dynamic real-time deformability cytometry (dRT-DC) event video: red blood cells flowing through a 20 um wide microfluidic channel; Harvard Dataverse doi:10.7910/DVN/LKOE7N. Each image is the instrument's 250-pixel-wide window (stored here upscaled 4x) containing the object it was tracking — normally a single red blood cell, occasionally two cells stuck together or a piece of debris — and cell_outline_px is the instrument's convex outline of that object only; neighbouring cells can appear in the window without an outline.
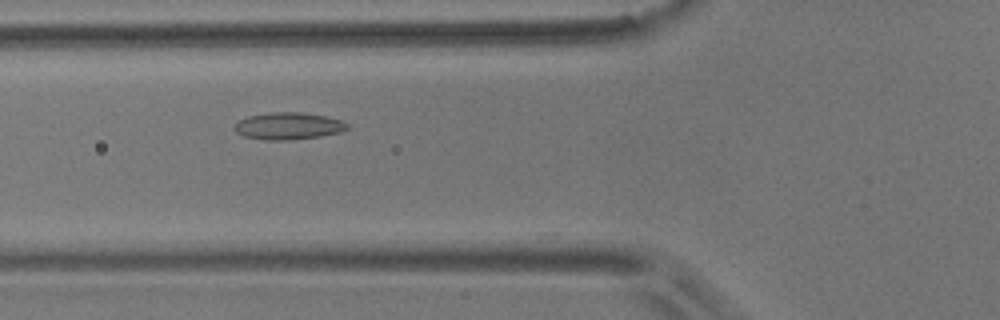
{"species": "common noctule bat (a hibernating species)", "species_latin": "Nyctalus noctula", "temperature_condition": "room temperature", "stored_images_in_passage": 5, "camera_frame_rate_fps": 3000, "um_per_image_px": 0.085, "animal": {"sex": "male", "body_mass_g": 17.9}, "frame": {"image": 1, "passage_image": 4, "time_ms": 4.667, "image_size_px": [1000, 320], "cell_outline_px": [[348, 128], [340, 132], [320, 136], [288, 140], [264, 140], [244, 136], [236, 132], [232, 128], [240, 120], [248, 116], [272, 112], [300, 112], [328, 116], [344, 120], [348, 124]], "centroid_in_image_um": [24.53, 10.7], "position_along_channel_um": 101.3, "area_um2": 17.86}}
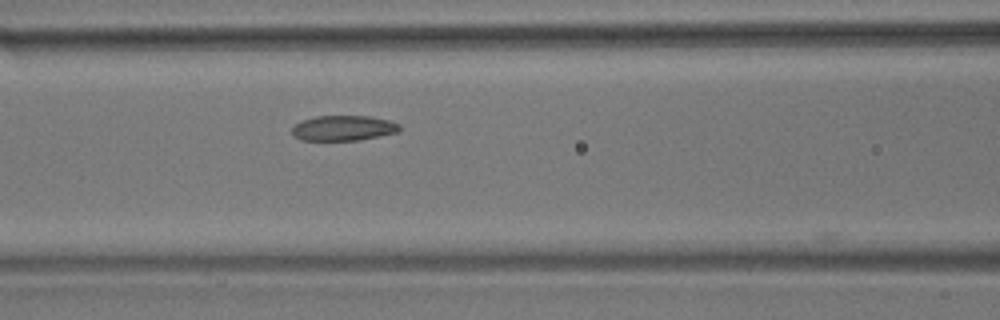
{"frame": {"image": 2, "passage_image": 5, "time_ms": 5.667, "image_size_px": [1000, 320], "cell_outline_px": [[400, 128], [396, 132], [360, 140], [300, 140], [292, 136], [292, 128], [296, 124], [304, 120], [316, 116], [368, 116], [388, 120], [400, 124]], "centroid_in_image_um": [29.16, 10.89], "position_along_channel_um": 137.4, "area_um2": 15.66}}